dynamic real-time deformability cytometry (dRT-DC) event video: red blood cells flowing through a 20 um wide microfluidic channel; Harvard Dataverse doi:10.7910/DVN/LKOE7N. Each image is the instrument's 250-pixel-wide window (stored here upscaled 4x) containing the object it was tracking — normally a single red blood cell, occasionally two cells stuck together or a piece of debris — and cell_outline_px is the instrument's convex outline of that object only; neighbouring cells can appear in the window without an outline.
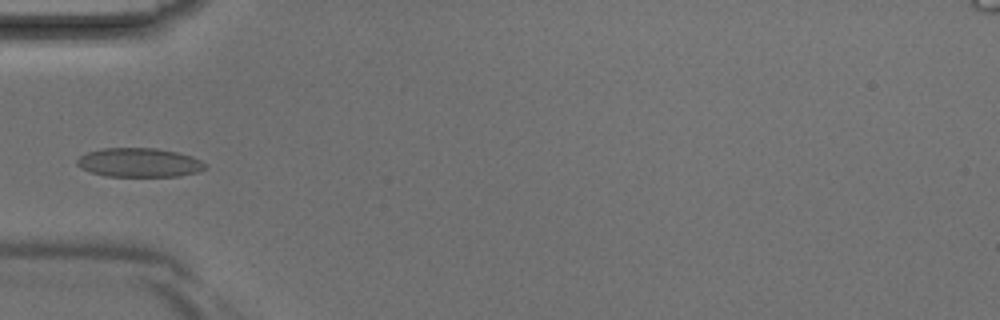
{"species": "Egyptian fruit bat (a non-hibernating species)", "species_latin": "Rousettus aegyptiacus", "temperature_condition": "room temperature", "stored_images_in_passage": 4, "camera_frame_rate_fps": 3000, "um_per_image_px": 0.085, "animal": {"sex": "male"}, "frame": {"image": 1, "passage_image": 4, "time_ms": 1.0, "image_size_px": [1000, 320], "cell_outline_px": [[208, 168], [200, 172], [180, 176], [104, 176], [80, 168], [76, 164], [76, 160], [80, 156], [88, 152], [104, 148], [156, 148], [176, 152], [192, 156], [208, 164]], "centroid_in_image_um": [11.88, 13.82], "position_along_channel_um": 73.1, "area_um2": 21.85}}